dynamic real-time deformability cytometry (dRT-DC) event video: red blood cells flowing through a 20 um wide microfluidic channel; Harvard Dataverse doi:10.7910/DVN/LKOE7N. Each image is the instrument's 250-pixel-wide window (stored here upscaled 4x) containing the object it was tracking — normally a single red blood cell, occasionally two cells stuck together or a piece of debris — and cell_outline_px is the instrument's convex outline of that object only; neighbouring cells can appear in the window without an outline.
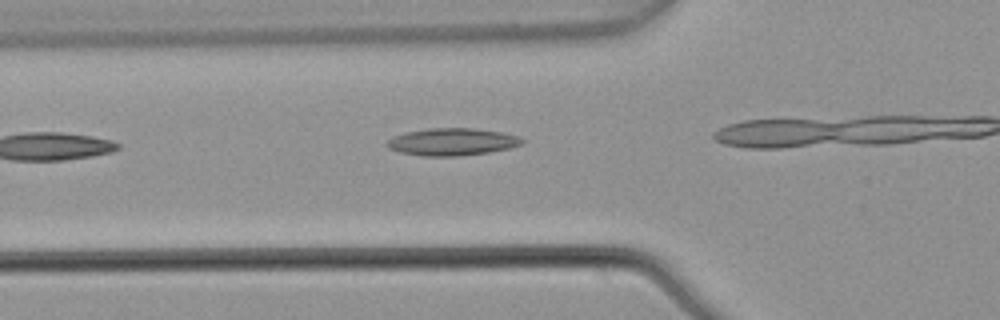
{"species": "common noctule bat (a hibernating species)", "species_latin": "Nyctalus noctula", "temperature_condition": "warm", "stored_images_in_passage": 3, "camera_frame_rate_fps": 3000, "um_per_image_px": 0.085, "animal": {"sex": "male", "body_mass_g": 21.5, "forearm_length_mm": 52.0}, "frame": {"image": 1, "passage_image": 2, "time_ms": 0.333, "image_size_px": [1000, 320], "cell_outline_px": [[524, 140], [520, 144], [508, 148], [488, 152], [456, 156], [424, 156], [400, 152], [388, 148], [384, 144], [392, 136], [408, 132], [428, 128], [472, 128], [500, 132], [520, 136]], "centroid_in_image_um": [38.39, 12.05], "position_along_channel_um": 87.4, "area_um2": 21.33}}